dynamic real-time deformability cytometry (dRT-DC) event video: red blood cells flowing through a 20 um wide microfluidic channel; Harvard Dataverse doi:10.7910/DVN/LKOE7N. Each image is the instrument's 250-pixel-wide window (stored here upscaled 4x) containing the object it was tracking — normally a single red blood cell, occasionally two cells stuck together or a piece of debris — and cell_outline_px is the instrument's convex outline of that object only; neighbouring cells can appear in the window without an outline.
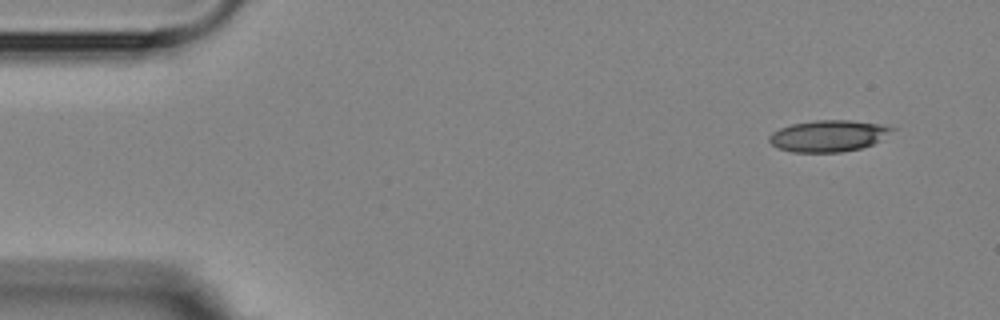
{"species": "Egyptian fruit bat (a non-hibernating species)", "species_latin": "Rousettus aegyptiacus", "temperature_condition": "room temperature", "stored_images_in_passage": 8, "camera_frame_rate_fps": 3000, "um_per_image_px": 0.085, "animal": {"sex": "female"}, "frame": {"image": 1, "passage_image": 1, "time_ms": 0.0, "image_size_px": [1000, 320], "cell_outline_px": [[896, 128], [880, 140], [872, 144], [860, 148], [840, 152], [792, 152], [776, 148], [768, 140], [768, 136], [772, 132], [780, 128], [792, 124], [816, 120], [848, 120], [884, 124]], "centroid_in_image_um": [70.39, 11.55], "position_along_channel_um": 14.6, "area_um2": 22.54}}
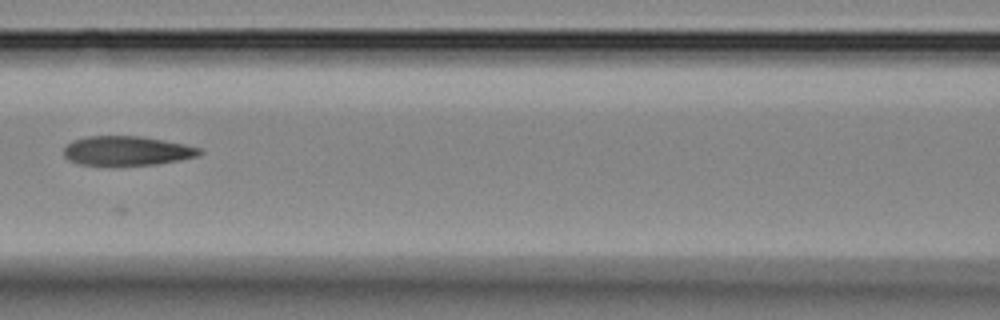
{"frame": {"image": 2, "passage_image": 6, "time_ms": 6.667, "image_size_px": [1000, 320], "cell_outline_px": [[204, 152], [200, 156], [180, 160], [156, 164], [112, 168], [80, 164], [68, 160], [64, 156], [64, 148], [72, 140], [88, 136], [140, 136], [164, 140], [204, 148]], "centroid_in_image_um": [10.81, 12.86], "position_along_channel_um": 155.8, "area_um2": 24.22}}
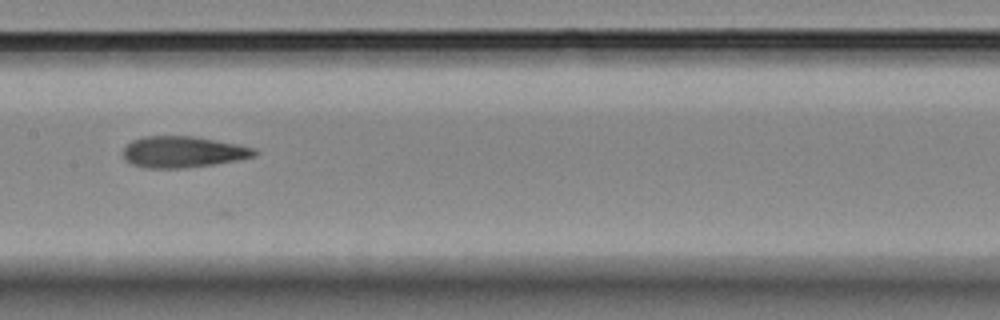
{"frame": {"image": 3, "passage_image": 7, "time_ms": 7.667, "image_size_px": [1000, 320], "cell_outline_px": [[260, 152], [256, 156], [236, 160], [212, 164], [184, 168], [144, 168], [132, 164], [124, 160], [124, 148], [132, 140], [144, 136], [196, 136], [236, 144], [252, 148]], "centroid_in_image_um": [15.53, 12.91], "position_along_channel_um": 191.9, "area_um2": 23.87}}